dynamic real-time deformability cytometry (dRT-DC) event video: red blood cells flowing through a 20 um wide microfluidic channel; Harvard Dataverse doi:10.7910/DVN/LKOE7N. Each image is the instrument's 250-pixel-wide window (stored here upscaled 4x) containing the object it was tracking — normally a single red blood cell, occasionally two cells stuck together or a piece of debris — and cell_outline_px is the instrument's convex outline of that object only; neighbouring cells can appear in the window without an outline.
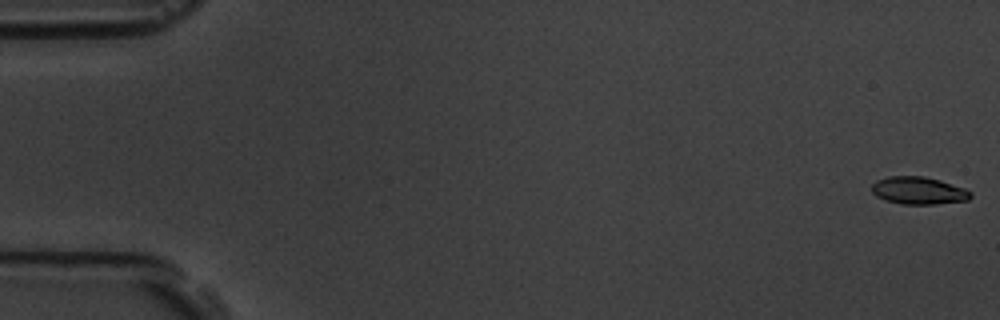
{"species": "common noctule bat (a hibernating species)", "species_latin": "Nyctalus noctula", "temperature_condition": "room temperature", "stored_images_in_passage": 58, "camera_frame_rate_fps": 3000, "um_per_image_px": 0.085, "animal": {"sex": "male", "body_mass_g": 19.5, "forearm_length_mm": 54.6}, "frame": {"image": 1, "passage_image": 1, "time_ms": 0.0, "image_size_px": [1000, 320], "cell_outline_px": [[972, 196], [968, 200], [936, 204], [900, 204], [884, 200], [876, 196], [872, 192], [872, 184], [876, 180], [888, 176], [924, 176], [940, 180], [964, 188], [972, 192]], "centroid_in_image_um": [78.06, 16.2], "position_along_channel_um": 6.9, "area_um2": 15.95}}
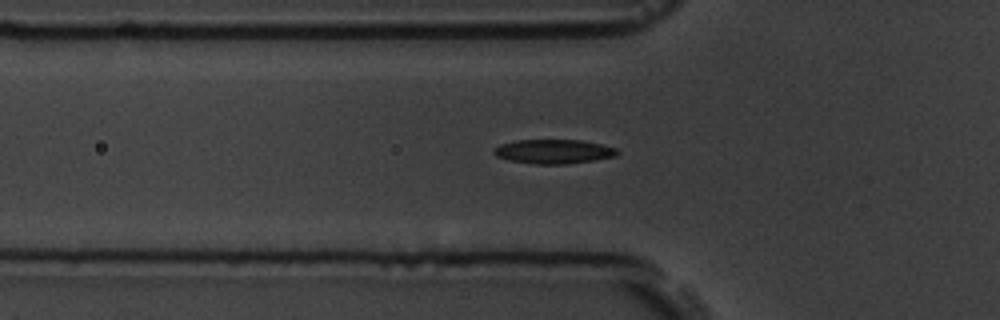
{"frame": {"image": 2, "passage_image": 20, "time_ms": 6.333, "image_size_px": [1000, 320], "cell_outline_px": [[620, 152], [616, 156], [596, 160], [568, 164], [536, 164], [508, 160], [496, 156], [492, 152], [492, 148], [500, 144], [516, 140], [580, 140], [600, 144], [616, 148]], "centroid_in_image_um": [47.04, 12.88], "position_along_channel_um": 78.8, "area_um2": 17.57}}
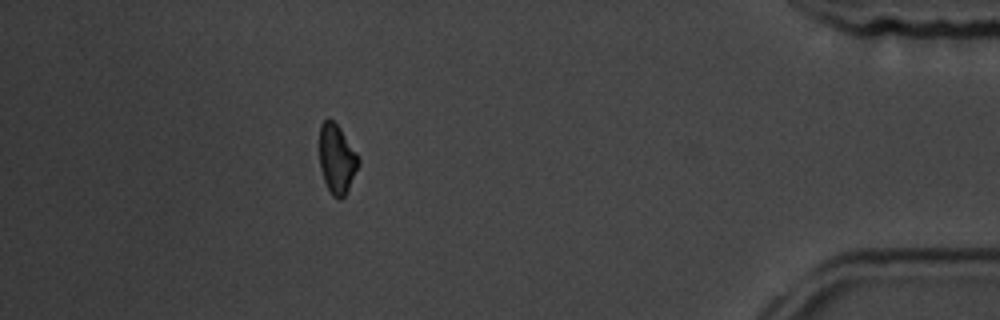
{"frame": {"image": 3, "passage_image": 52, "time_ms": 17.0, "image_size_px": [1000, 320], "cell_outline_px": [[360, 164], [344, 196], [340, 200], [332, 196], [324, 180], [320, 168], [320, 124], [324, 120], [332, 120], [340, 128], [356, 152], [360, 160]], "centroid_in_image_um": [28.63, 13.52], "position_along_channel_um": 406.6, "area_um2": 15.55}, "authors_computed_cell_mechanics": {"area_um2": 16.5886, "velocity_mm_per_s": 3.5541, "shape_relaxation_time_tau1_ms": 4.1141, "shape_relaxation_time_tau2_ms": 8.7393, "deformation_change_tau1": 0.127, "deformation_change_tau2": 0.1277}}